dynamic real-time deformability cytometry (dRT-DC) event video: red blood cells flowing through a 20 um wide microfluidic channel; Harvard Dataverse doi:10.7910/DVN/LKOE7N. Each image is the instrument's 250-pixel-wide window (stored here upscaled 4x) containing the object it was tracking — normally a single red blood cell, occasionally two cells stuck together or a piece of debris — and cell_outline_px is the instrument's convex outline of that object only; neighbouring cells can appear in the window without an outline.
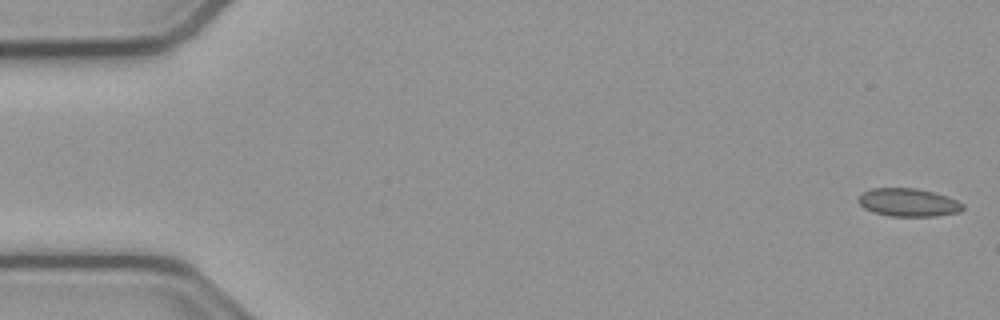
{"species": "common noctule bat (a hibernating species)", "species_latin": "Nyctalus noctula", "temperature_condition": "cold", "stored_images_in_passage": 16, "camera_frame_rate_fps": 3000, "um_per_image_px": 0.085, "animal": {"sex": "male", "body_mass_g": 23.1, "forearm_length_mm": 52.7}, "frame": {"image": 1, "passage_image": 1, "time_ms": 0.0, "image_size_px": [1000, 320], "cell_outline_px": [[964, 208], [960, 212], [936, 216], [888, 216], [872, 212], [864, 208], [856, 200], [864, 192], [872, 188], [916, 188], [948, 196], [964, 204]], "centroid_in_image_um": [77.21, 17.21], "position_along_channel_um": 7.8, "area_um2": 17.17}}
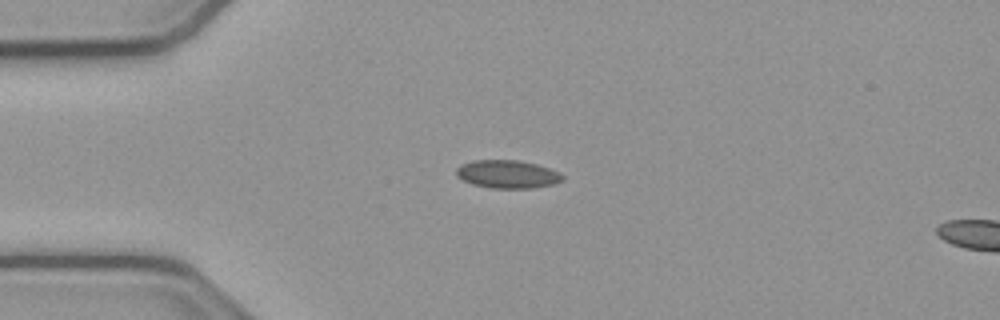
{"frame": {"image": 2, "passage_image": 13, "time_ms": 4.0, "image_size_px": [1000, 320], "cell_outline_px": [[564, 180], [552, 184], [532, 188], [492, 188], [472, 184], [456, 176], [456, 168], [460, 164], [472, 160], [516, 160], [536, 164], [560, 172], [564, 176]], "centroid_in_image_um": [43.12, 14.8], "position_along_channel_um": 41.9, "area_um2": 17.4}}